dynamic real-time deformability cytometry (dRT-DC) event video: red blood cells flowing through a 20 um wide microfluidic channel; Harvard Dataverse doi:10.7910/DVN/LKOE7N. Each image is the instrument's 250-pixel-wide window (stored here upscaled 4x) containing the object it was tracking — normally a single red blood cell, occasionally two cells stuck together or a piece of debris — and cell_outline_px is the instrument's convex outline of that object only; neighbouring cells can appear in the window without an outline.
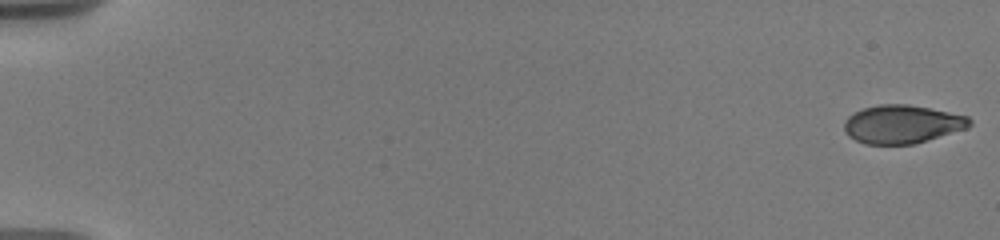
{"species": "human", "species_latin": "Homo sapiens", "temperature_condition": "warm", "stored_images_in_passage": 20, "camera_frame_rate_fps": 3000, "um_per_image_px": 0.085, "donor": {"sex": "male"}, "frame": {"image": 1, "passage_image": 1, "time_ms": 0.0, "image_size_px": [1000, 240], "cell_outline_px": [[972, 124], [968, 128], [912, 144], [864, 144], [848, 136], [844, 128], [844, 120], [852, 112], [864, 108], [880, 104], [908, 104], [968, 116], [972, 120]], "centroid_in_image_um": [76.66, 10.55], "position_along_channel_um": 8.3, "area_um2": 27.98}}
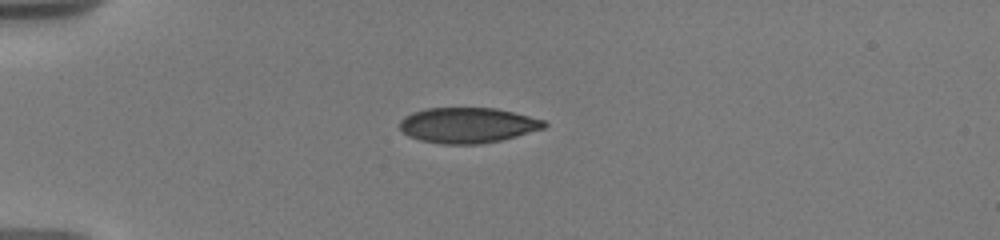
{"frame": {"image": 2, "passage_image": 15, "time_ms": 5.0, "image_size_px": [1000, 240], "cell_outline_px": [[548, 124], [544, 128], [516, 136], [500, 140], [480, 144], [440, 144], [420, 140], [408, 136], [400, 128], [400, 120], [404, 116], [412, 112], [424, 108], [496, 108], [544, 120]], "centroid_in_image_um": [39.72, 10.64], "position_along_channel_um": 45.3, "area_um2": 29.77}}
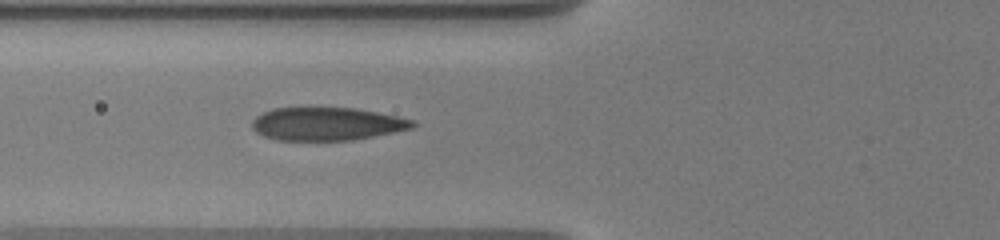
{"frame": {"image": 3, "passage_image": 20, "time_ms": 7.333, "image_size_px": [1000, 240], "cell_outline_px": [[416, 124], [412, 128], [352, 140], [276, 140], [264, 136], [256, 132], [252, 128], [252, 120], [256, 116], [272, 108], [356, 108], [416, 120]], "centroid_in_image_um": [27.76, 10.53], "position_along_channel_um": 98.0, "area_um2": 30.75}}